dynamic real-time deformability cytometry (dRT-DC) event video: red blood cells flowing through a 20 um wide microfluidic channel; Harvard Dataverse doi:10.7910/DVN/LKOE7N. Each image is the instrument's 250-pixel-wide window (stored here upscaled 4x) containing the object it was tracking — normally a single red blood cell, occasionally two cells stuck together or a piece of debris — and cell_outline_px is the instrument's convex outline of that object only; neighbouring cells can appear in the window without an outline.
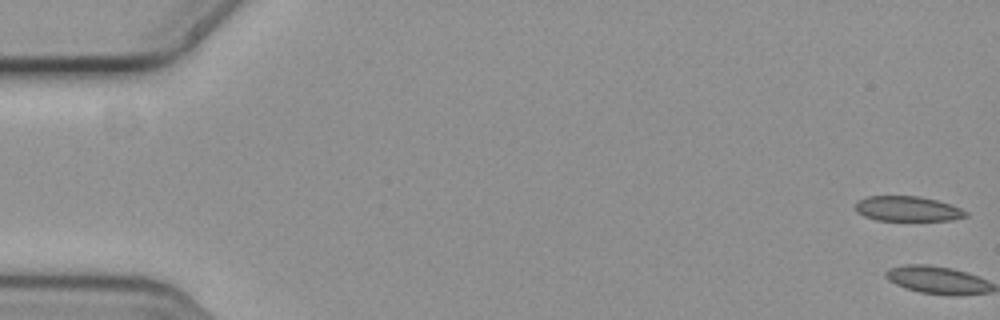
{"species": "common noctule bat (a hibernating species)", "species_latin": "Nyctalus noctula", "temperature_condition": "cold", "stored_images_in_passage": 2, "camera_frame_rate_fps": 3000, "um_per_image_px": 0.085, "animal": {"sex": "female", "body_mass_g": 19.3, "forearm_length_mm": 54.1}, "frame": {"image": 1, "passage_image": 1, "time_ms": 0.0, "image_size_px": [1000, 320], "cell_outline_px": [[968, 216], [952, 220], [876, 220], [864, 216], [856, 212], [856, 204], [860, 200], [868, 196], [920, 196], [936, 200], [960, 208], [968, 212]], "centroid_in_image_um": [77.15, 17.75], "position_along_channel_um": 7.9, "area_um2": 15.95}}